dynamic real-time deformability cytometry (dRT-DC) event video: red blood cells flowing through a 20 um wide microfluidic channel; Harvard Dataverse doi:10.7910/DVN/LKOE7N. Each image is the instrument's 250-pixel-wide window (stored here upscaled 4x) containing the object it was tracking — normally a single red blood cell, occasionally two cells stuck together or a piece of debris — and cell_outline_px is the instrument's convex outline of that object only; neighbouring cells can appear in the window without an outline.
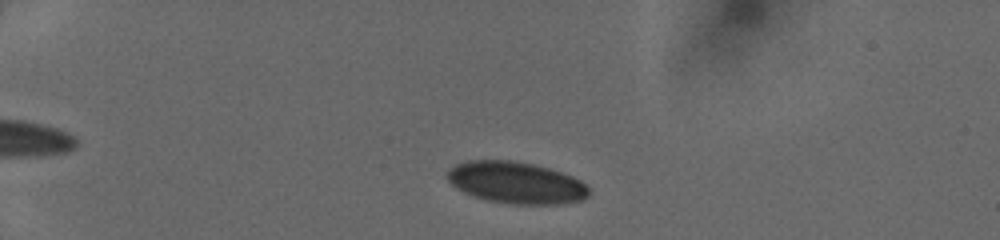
{"species": "human", "species_latin": "Homo sapiens", "temperature_condition": "cold", "stored_images_in_passage": 43, "camera_frame_rate_fps": 3000, "um_per_image_px": 0.085, "donor": {"sex": "female"}, "frame": {"image": 1, "passage_image": 6, "time_ms": 1.667, "image_size_px": [1000, 240], "cell_outline_px": [[588, 196], [584, 200], [556, 204], [512, 204], [488, 200], [464, 192], [456, 188], [444, 176], [456, 164], [468, 160], [512, 160], [532, 164], [548, 168], [572, 176], [580, 180], [588, 188]], "centroid_in_image_um": [43.86, 15.52], "position_along_channel_um": 41.1, "area_um2": 34.22}}
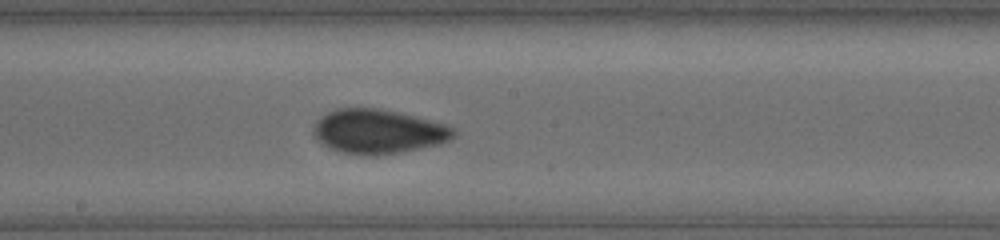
{"frame": {"image": 2, "passage_image": 23, "time_ms": 7.333, "image_size_px": [1000, 240], "cell_outline_px": [[456, 136], [440, 144], [400, 152], [376, 156], [368, 156], [344, 152], [328, 148], [312, 132], [312, 128], [316, 120], [320, 116], [336, 108], [376, 108], [400, 112], [444, 124], [452, 128], [456, 132]], "centroid_in_image_um": [32.13, 11.17], "position_along_channel_um": 216.1, "area_um2": 36.13}}
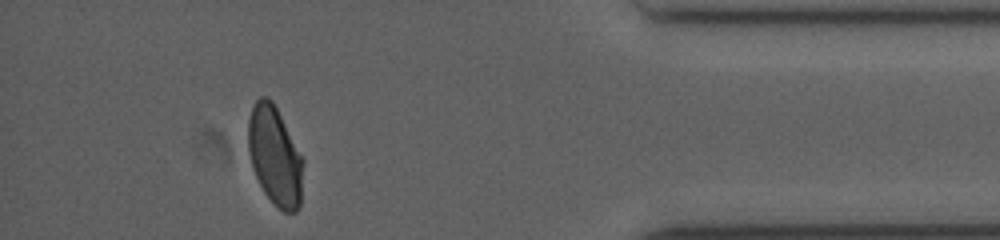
{"frame": {"image": 3, "passage_image": 39, "time_ms": 12.667, "image_size_px": [1000, 240], "cell_outline_px": [[304, 164], [300, 204], [296, 212], [284, 212], [264, 192], [252, 168], [248, 152], [248, 120], [252, 104], [260, 96], [268, 96], [272, 100], [304, 160]], "centroid_in_image_um": [23.36, 13.22], "position_along_channel_um": 411.8, "area_um2": 31.67}}